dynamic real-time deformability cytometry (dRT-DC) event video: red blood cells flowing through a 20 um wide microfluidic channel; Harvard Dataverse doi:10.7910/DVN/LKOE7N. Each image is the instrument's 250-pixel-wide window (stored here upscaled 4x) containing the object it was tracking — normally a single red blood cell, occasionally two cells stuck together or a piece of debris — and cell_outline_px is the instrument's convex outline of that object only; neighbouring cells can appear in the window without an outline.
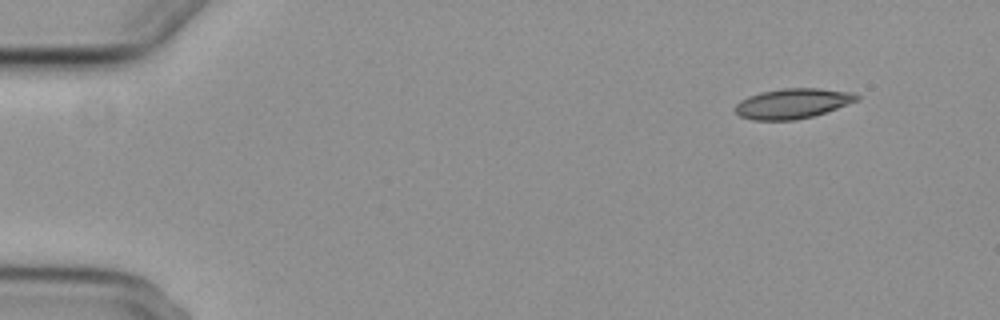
{"species": "common noctule bat (a hibernating species)", "species_latin": "Nyctalus noctula", "temperature_condition": "cold", "stored_images_in_passage": 5, "segment_of_instrument_passage": [1, 2], "camera_frame_rate_fps": 3000, "um_per_image_px": 0.085, "animal": {"sex": "female", "body_mass_g": 29.2, "forearm_length_mm": 56.3}, "frame": {"image": 1, "passage_image": 1, "time_ms": 0.0, "image_size_px": [1000, 320], "cell_outline_px": [[860, 100], [812, 116], [796, 120], [752, 120], [740, 116], [736, 112], [736, 104], [740, 100], [748, 96], [760, 92], [784, 88], [820, 88], [852, 92], [860, 96]], "centroid_in_image_um": [67.38, 8.79], "position_along_channel_um": 17.6, "area_um2": 21.27}}
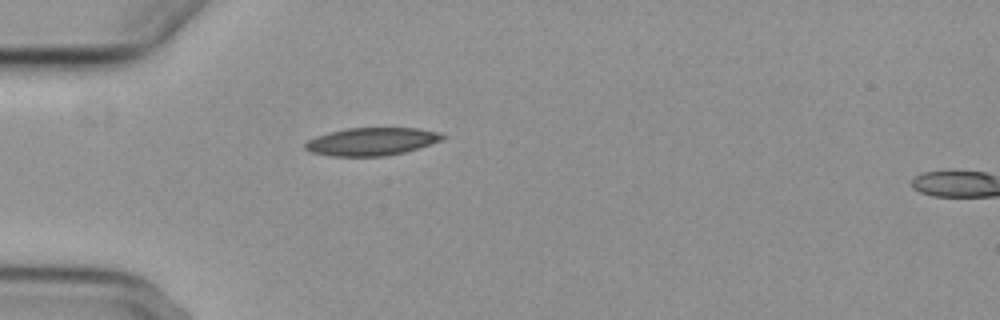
{"frame": {"image": 2, "passage_image": 4, "time_ms": 3.667, "image_size_px": [1000, 320], "cell_outline_px": [[448, 136], [440, 140], [404, 152], [384, 156], [328, 156], [308, 152], [304, 148], [304, 144], [308, 140], [316, 136], [328, 132], [348, 128], [416, 128], [436, 132]], "centroid_in_image_um": [31.5, 12.03], "position_along_channel_um": 53.5, "area_um2": 22.14}}